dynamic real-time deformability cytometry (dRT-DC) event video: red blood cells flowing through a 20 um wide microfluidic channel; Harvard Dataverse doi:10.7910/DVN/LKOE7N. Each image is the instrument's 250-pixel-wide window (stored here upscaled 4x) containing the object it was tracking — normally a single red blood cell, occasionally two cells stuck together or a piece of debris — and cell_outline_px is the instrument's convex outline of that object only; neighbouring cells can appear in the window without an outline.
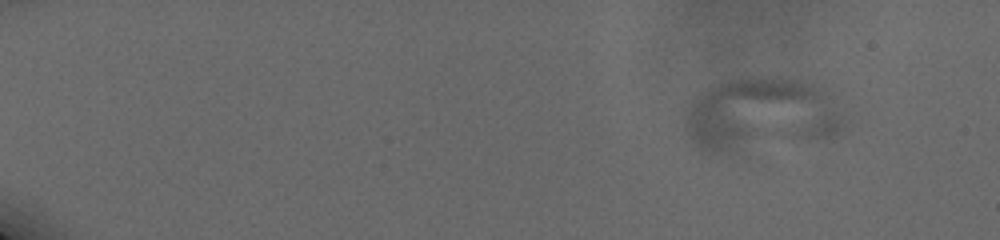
{"species": "human", "species_latin": "Homo sapiens", "temperature_condition": "cold", "stored_images_in_passage": 17, "segment_of_instrument_passage": [1, 2], "camera_frame_rate_fps": 3000, "um_per_image_px": 0.085, "donor": {"sex": "male"}, "frame": {"image": 1, "passage_image": 6, "time_ms": 2.0, "image_size_px": [1000, 240], "cell_outline_px": [[848, 120], [840, 136], [832, 140], [732, 156], [708, 152], [700, 148], [692, 140], [684, 128], [684, 124], [688, 108], [696, 100], [720, 84], [740, 80], [792, 80], [812, 84], [836, 96]], "centroid_in_image_um": [64.89, 9.93], "position_along_channel_um": 20.1, "area_um2": 69.71}}